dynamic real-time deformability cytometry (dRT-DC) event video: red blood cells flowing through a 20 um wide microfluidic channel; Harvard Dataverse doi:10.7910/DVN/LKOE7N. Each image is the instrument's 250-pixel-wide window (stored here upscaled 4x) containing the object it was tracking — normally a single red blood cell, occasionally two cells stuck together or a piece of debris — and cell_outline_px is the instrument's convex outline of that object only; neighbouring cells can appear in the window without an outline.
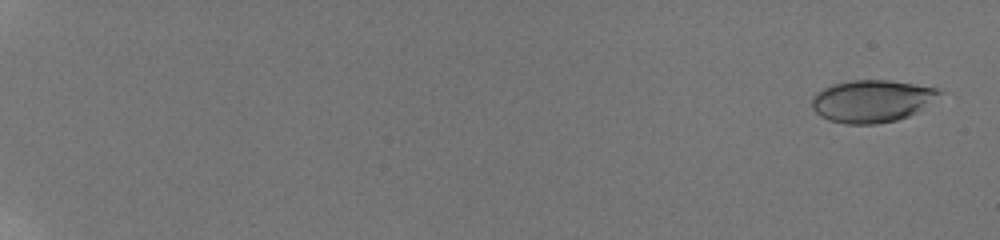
{"species": "human", "species_latin": "Homo sapiens", "temperature_condition": "room temperature", "stored_images_in_passage": 55, "camera_frame_rate_fps": 3000, "um_per_image_px": 0.085, "donor": {"sex": "male"}, "frame": {"image": 1, "passage_image": 2, "time_ms": 0.667, "image_size_px": [1000, 240], "cell_outline_px": [[944, 92], [908, 116], [896, 120], [876, 124], [844, 124], [828, 120], [820, 116], [812, 108], [812, 96], [816, 92], [832, 84], [852, 80], [888, 80], [940, 88]], "centroid_in_image_um": [74.06, 8.58], "position_along_channel_um": 10.9, "area_um2": 31.27}}
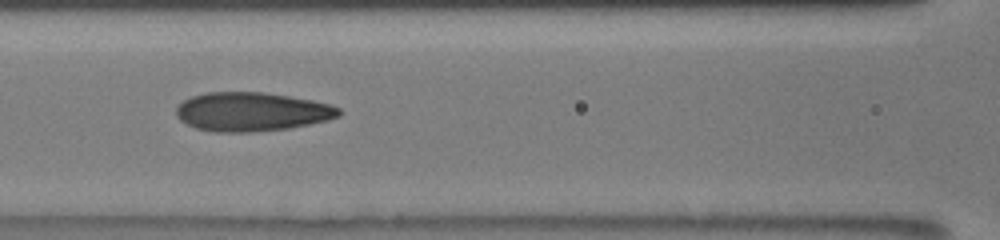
{"frame": {"image": 2, "passage_image": 32, "time_ms": 10.333, "image_size_px": [1000, 240], "cell_outline_px": [[340, 116], [328, 120], [288, 128], [256, 132], [212, 132], [196, 128], [180, 120], [176, 116], [176, 108], [184, 100], [192, 96], [208, 92], [264, 92], [312, 100], [328, 104], [340, 108]], "centroid_in_image_um": [21.38, 9.5], "position_along_channel_um": 145.2, "area_um2": 36.82}}
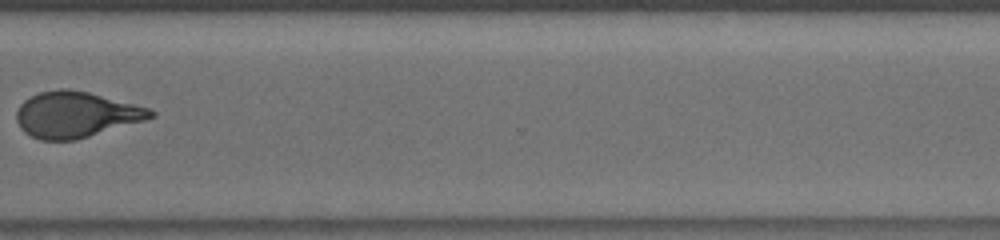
{"frame": {"image": 3, "passage_image": 49, "time_ms": 16.0, "image_size_px": [1000, 240], "cell_outline_px": [[156, 116], [144, 120], [76, 140], [40, 140], [24, 132], [20, 128], [16, 120], [16, 112], [20, 104], [24, 100], [40, 92], [60, 88], [68, 88], [88, 92], [148, 108], [156, 112]], "centroid_in_image_um": [6.41, 9.74], "position_along_channel_um": 364.2, "area_um2": 35.6}, "authors_computed_cell_mechanics": {"area_um2": 35.1424, "velocity_mm_per_s": 3.8714, "shape_relaxation_time_tau1_ms": 5.705, "shape_relaxation_time_tau2_ms": 1.1493, "deformation_change_tau1": 0.2003, "deformation_change_tau2": 0.0797}}